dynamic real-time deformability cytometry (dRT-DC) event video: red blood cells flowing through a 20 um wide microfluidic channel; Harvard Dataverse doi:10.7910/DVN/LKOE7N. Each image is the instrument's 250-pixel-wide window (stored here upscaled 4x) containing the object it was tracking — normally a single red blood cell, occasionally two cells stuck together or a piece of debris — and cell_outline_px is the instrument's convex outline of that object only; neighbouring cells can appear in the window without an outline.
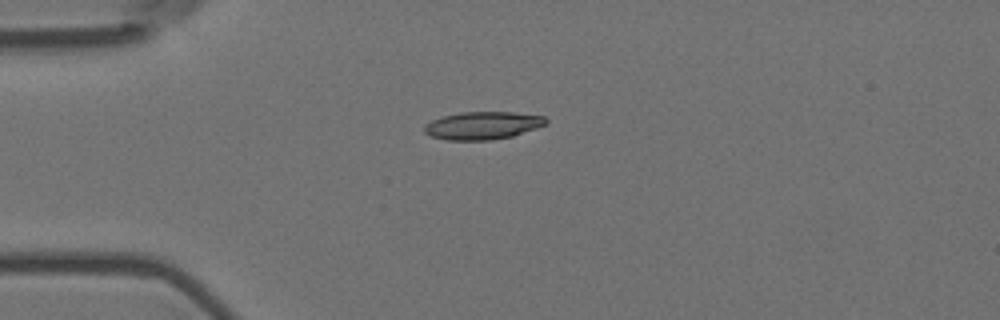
{"species": "Egyptian fruit bat (a non-hibernating species)", "species_latin": "Rousettus aegyptiacus", "temperature_condition": "room temperature", "stored_images_in_passage": 7, "camera_frame_rate_fps": 3000, "um_per_image_px": 0.085, "animal": {"sex": "female"}, "frame": {"image": 1, "passage_image": 1, "time_ms": 0.0, "image_size_px": [1000, 320], "cell_outline_px": [[548, 120], [544, 124], [536, 128], [512, 136], [488, 140], [448, 140], [432, 136], [424, 132], [424, 124], [432, 120], [444, 116], [460, 112], [512, 112], [544, 116]], "centroid_in_image_um": [41.0, 10.66], "position_along_channel_um": 44.0, "area_um2": 19.48}}
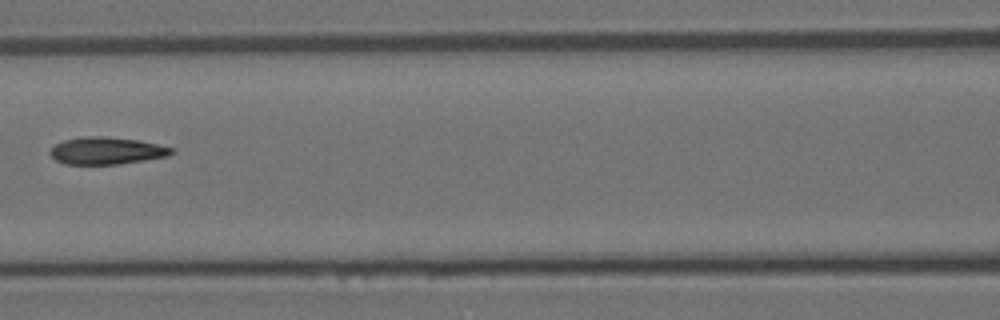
{"frame": {"image": 2, "passage_image": 4, "time_ms": 1.0, "image_size_px": [1000, 320], "cell_outline_px": [[172, 152], [168, 156], [120, 164], [64, 164], [56, 160], [48, 152], [56, 144], [64, 140], [84, 136], [100, 136], [140, 140], [172, 148]], "centroid_in_image_um": [9.03, 12.81], "position_along_channel_um": 157.6, "area_um2": 19.07}}
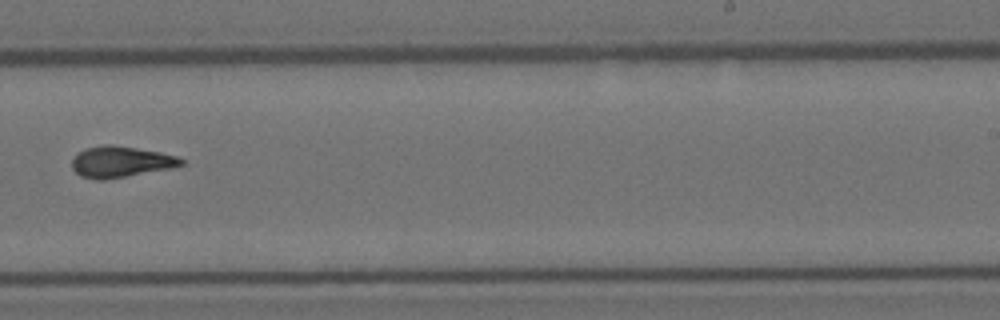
{"frame": {"image": 3, "passage_image": 7, "time_ms": 2.0, "image_size_px": [1000, 320], "cell_outline_px": [[184, 164], [172, 168], [104, 180], [96, 180], [80, 176], [72, 168], [72, 156], [84, 148], [104, 144], [112, 144], [160, 152], [180, 156], [184, 160]], "centroid_in_image_um": [10.25, 13.74], "position_along_channel_um": 278.8, "area_um2": 20.06}}